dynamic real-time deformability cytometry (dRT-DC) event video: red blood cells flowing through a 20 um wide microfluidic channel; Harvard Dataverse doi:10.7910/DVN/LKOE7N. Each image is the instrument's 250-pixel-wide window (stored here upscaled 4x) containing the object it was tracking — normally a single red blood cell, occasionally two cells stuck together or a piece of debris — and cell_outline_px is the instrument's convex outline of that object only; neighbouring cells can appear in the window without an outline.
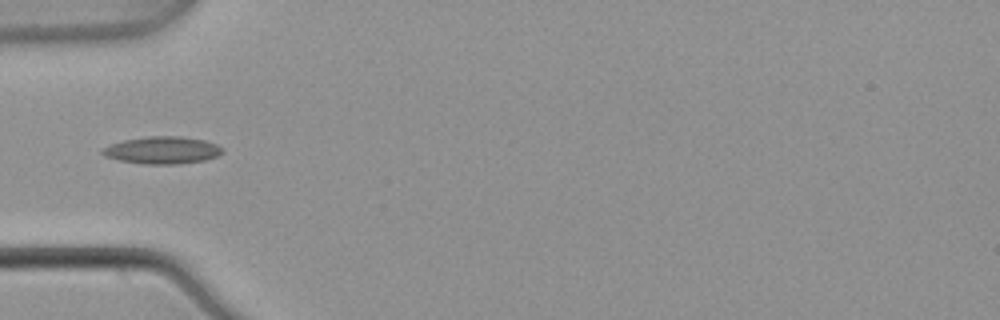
{"species": "common noctule bat (a hibernating species)", "species_latin": "Nyctalus noctula", "temperature_condition": "warm", "stored_images_in_passage": 4, "camera_frame_rate_fps": 3000, "um_per_image_px": 0.085, "animal": {"sex": "male", "body_mass_g": 21.5, "forearm_length_mm": 52.0}, "frame": {"image": 1, "passage_image": 3, "time_ms": 0.667, "image_size_px": [1000, 320], "cell_outline_px": [[224, 152], [216, 156], [204, 160], [176, 164], [144, 164], [120, 160], [104, 156], [100, 152], [104, 148], [112, 144], [124, 140], [148, 136], [180, 136], [204, 140], [216, 144], [224, 148]], "centroid_in_image_um": [13.82, 12.76], "position_along_channel_um": 71.2, "area_um2": 18.96}}
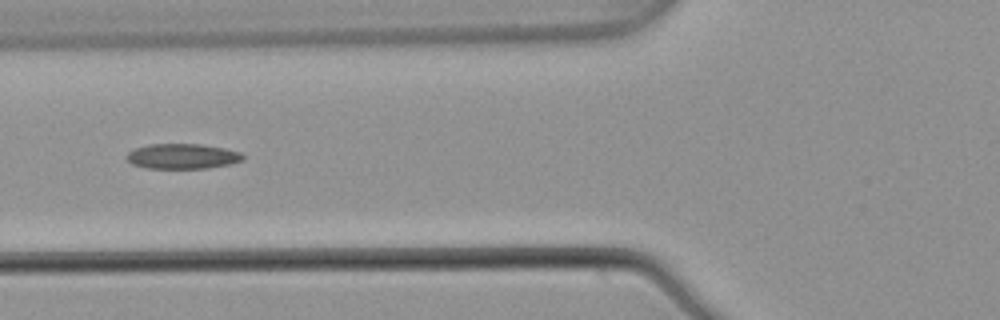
{"frame": {"image": 2, "passage_image": 4, "time_ms": 1.0, "image_size_px": [1000, 320], "cell_outline_px": [[244, 160], [228, 164], [204, 168], [148, 168], [132, 164], [124, 156], [128, 152], [136, 148], [148, 144], [204, 144], [224, 148], [240, 152], [244, 156]], "centroid_in_image_um": [15.49, 13.27], "position_along_channel_um": 110.3, "area_um2": 16.99}}